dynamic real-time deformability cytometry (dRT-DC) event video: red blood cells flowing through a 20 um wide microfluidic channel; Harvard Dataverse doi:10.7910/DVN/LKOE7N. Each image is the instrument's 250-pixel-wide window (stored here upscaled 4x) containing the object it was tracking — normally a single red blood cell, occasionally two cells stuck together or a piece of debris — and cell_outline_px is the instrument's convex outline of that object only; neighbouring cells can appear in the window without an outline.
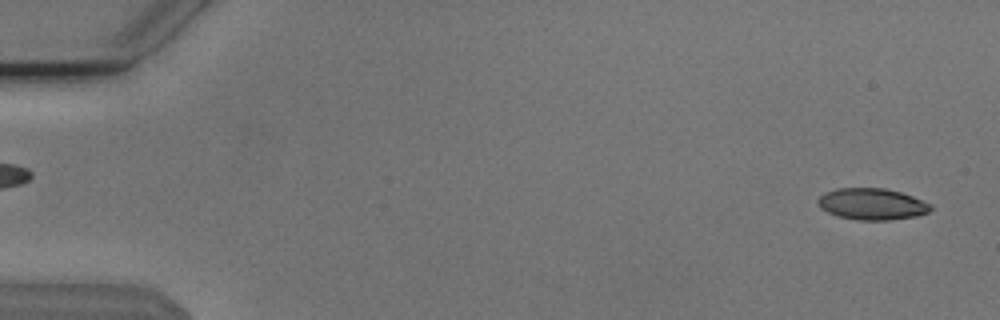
{"species": "Egyptian fruit bat (a non-hibernating species)", "species_latin": "Rousettus aegyptiacus", "temperature_condition": "cold", "stored_images_in_passage": 54, "camera_frame_rate_fps": 3000, "um_per_image_px": 0.085, "animal": {"sex": "male"}, "frame": {"image": 1, "passage_image": 2, "time_ms": 0.333, "image_size_px": [1000, 320], "cell_outline_px": [[932, 208], [928, 212], [916, 216], [888, 220], [860, 220], [840, 216], [828, 212], [820, 208], [816, 200], [824, 192], [836, 188], [884, 188], [900, 192], [912, 196], [932, 204]], "centroid_in_image_um": [74.11, 17.33], "position_along_channel_um": 10.9, "area_um2": 20.63}}
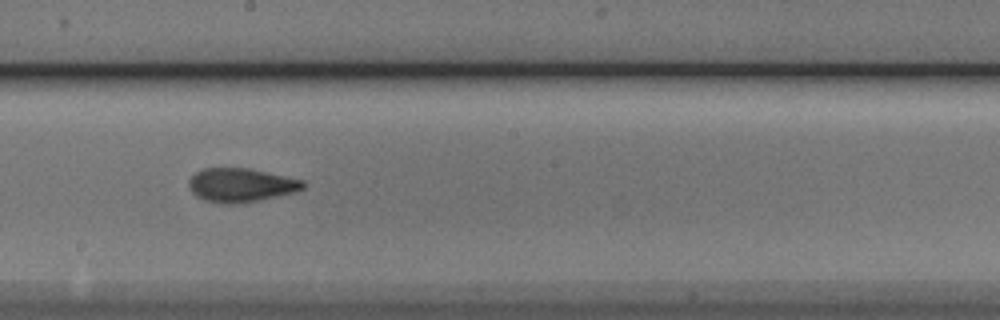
{"frame": {"image": 2, "passage_image": 30, "time_ms": 9.667, "image_size_px": [1000, 320], "cell_outline_px": [[304, 188], [296, 192], [260, 200], [240, 204], [220, 204], [204, 200], [196, 196], [192, 192], [188, 184], [188, 180], [196, 172], [204, 168], [248, 168], [304, 180]], "centroid_in_image_um": [20.47, 15.75], "position_along_channel_um": 227.7, "area_um2": 22.66}}
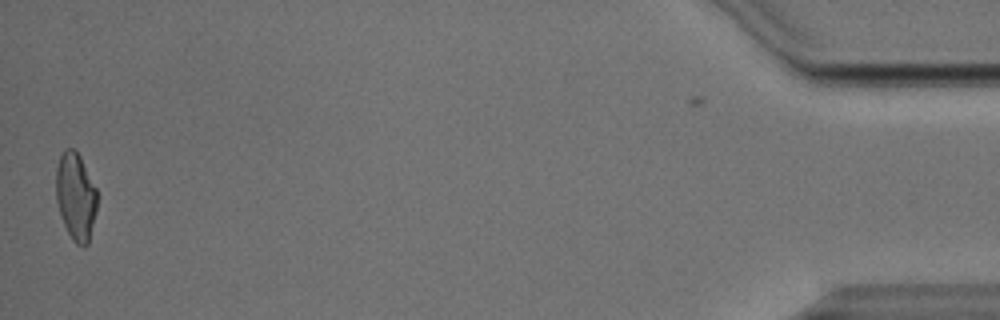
{"frame": {"image": 3, "passage_image": 53, "time_ms": 17.333, "image_size_px": [1000, 320], "cell_outline_px": [[96, 212], [88, 244], [84, 248], [76, 244], [72, 240], [64, 224], [56, 200], [56, 168], [60, 156], [64, 148], [72, 148], [80, 156], [96, 188]], "centroid_in_image_um": [6.43, 16.71], "position_along_channel_um": 428.8, "area_um2": 20.87}, "authors_computed_cell_mechanics": {"area_um2": 21.5305, "velocity_mm_per_s": 3.8179, "shape_relaxation_time_tau1_ms": 3.6153, "shape_relaxation_time_tau2_ms": 1.554, "deformation_change_tau1": 0.1346, "deformation_change_tau2": 0.0826}}